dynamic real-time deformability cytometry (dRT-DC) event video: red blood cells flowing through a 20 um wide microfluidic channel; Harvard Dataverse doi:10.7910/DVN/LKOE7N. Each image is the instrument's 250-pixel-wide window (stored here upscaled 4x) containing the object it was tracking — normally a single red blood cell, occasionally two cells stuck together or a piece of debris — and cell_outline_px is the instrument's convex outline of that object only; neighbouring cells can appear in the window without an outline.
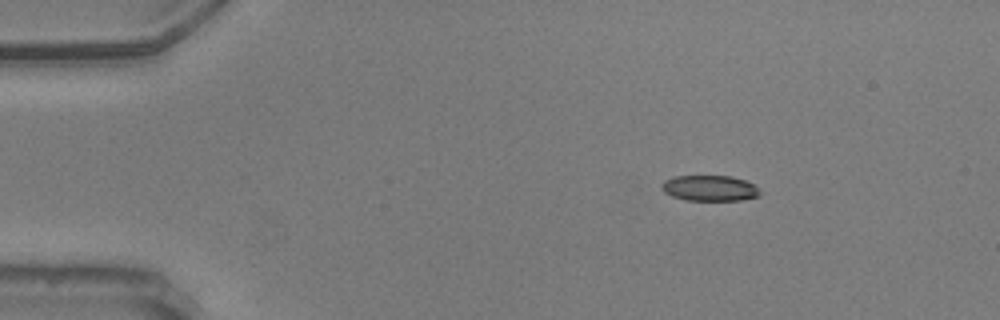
{"species": "common noctule bat (a hibernating species)", "species_latin": "Nyctalus noctula", "temperature_condition": "warm", "stored_images_in_passage": 49, "camera_frame_rate_fps": 3000, "um_per_image_px": 0.085, "animal": {"sex": "male", "body_mass_g": 20.5, "forearm_length_mm": 52.5}, "frame": {"image": 1, "passage_image": 1, "time_ms": 0.0, "image_size_px": [1000, 320], "cell_outline_px": [[760, 196], [740, 200], [684, 200], [672, 196], [664, 192], [660, 188], [660, 184], [664, 180], [676, 176], [732, 176], [744, 180], [752, 184], [760, 192]], "centroid_in_image_um": [60.27, 15.99], "position_along_channel_um": 24.7, "area_um2": 14.68}}
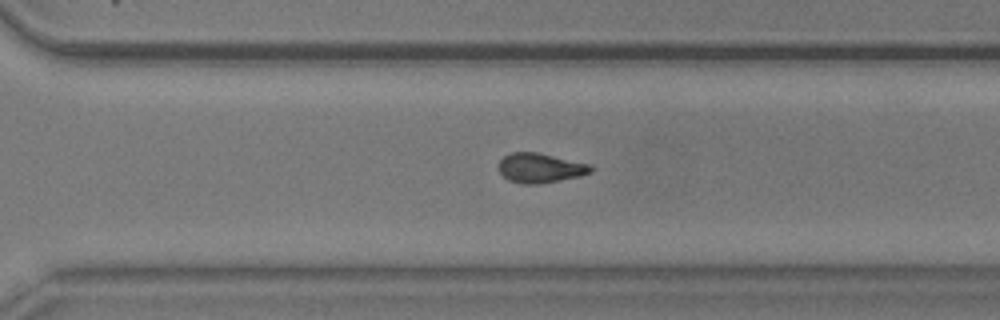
{"frame": {"image": 2, "passage_image": 32, "time_ms": 10.333, "image_size_px": [1000, 320], "cell_outline_px": [[592, 172], [580, 176], [560, 180], [536, 184], [524, 184], [508, 180], [500, 172], [500, 160], [504, 156], [512, 152], [536, 152], [592, 164]], "centroid_in_image_um": [45.95, 14.27], "position_along_channel_um": 324.7, "area_um2": 15.78}}
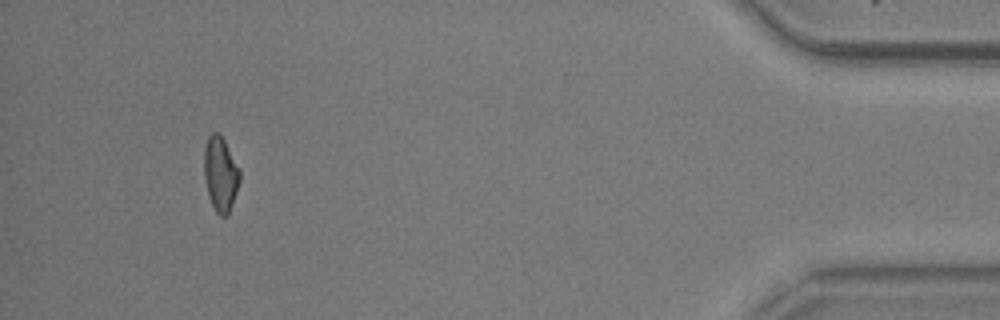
{"frame": {"image": 3, "passage_image": 45, "time_ms": 14.667, "image_size_px": [1000, 320], "cell_outline_px": [[240, 180], [228, 216], [220, 216], [216, 212], [208, 196], [204, 176], [204, 148], [208, 136], [212, 132], [220, 132], [240, 168]], "centroid_in_image_um": [18.74, 14.76], "position_along_channel_um": 416.5, "area_um2": 15.72}, "authors_computed_cell_mechanics": {"area_um2": 15.9528, "velocity_mm_per_s": 3.6268, "shape_relaxation_time_tau1_ms": null, "shape_relaxation_time_tau2_ms": 3.4255, "deformation_change_tau1": null, "deformation_change_tau2": 0.099}}